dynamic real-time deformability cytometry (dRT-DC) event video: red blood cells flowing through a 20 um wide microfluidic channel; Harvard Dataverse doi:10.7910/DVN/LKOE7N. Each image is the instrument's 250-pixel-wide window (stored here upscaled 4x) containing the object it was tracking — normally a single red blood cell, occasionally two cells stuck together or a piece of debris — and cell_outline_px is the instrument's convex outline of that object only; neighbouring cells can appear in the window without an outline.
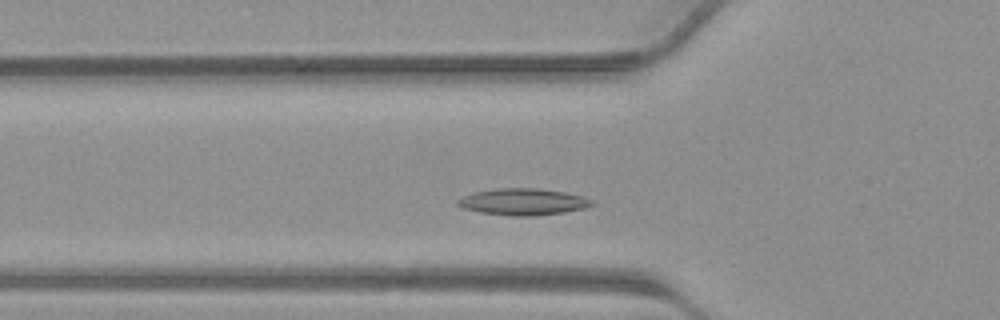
{"species": "common noctule bat (a hibernating species)", "species_latin": "Nyctalus noctula", "temperature_condition": "warm", "stored_images_in_passage": 28, "camera_frame_rate_fps": 3000, "um_per_image_px": 0.085, "animal": {"sex": "male", "body_mass_g": 23.1, "forearm_length_mm": 52.7}, "frame": {"image": 1, "passage_image": 6, "time_ms": 1.667, "image_size_px": [1000, 320], "cell_outline_px": [[596, 204], [584, 208], [564, 212], [532, 216], [512, 216], [480, 212], [460, 208], [456, 204], [456, 200], [460, 196], [472, 192], [496, 188], [540, 188], [564, 192], [580, 196], [592, 200]], "centroid_in_image_um": [44.38, 17.15], "position_along_channel_um": 81.4, "area_um2": 21.04}}
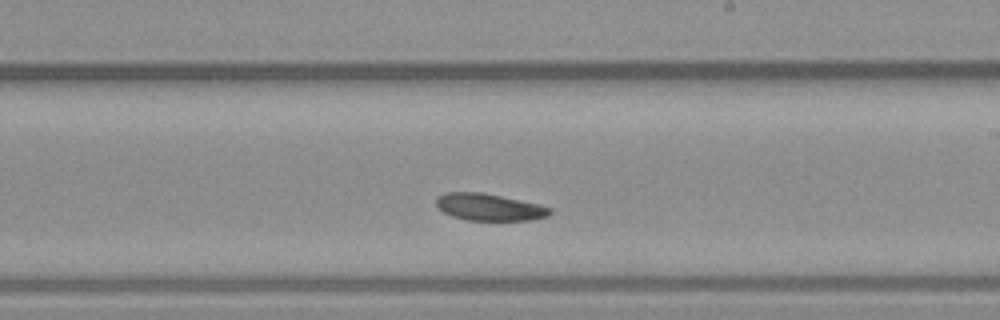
{"frame": {"image": 2, "passage_image": 16, "time_ms": 5.0, "image_size_px": [1000, 320], "cell_outline_px": [[552, 212], [548, 216], [528, 220], [468, 220], [452, 216], [444, 212], [436, 204], [436, 196], [444, 192], [480, 192], [540, 204], [552, 208]], "centroid_in_image_um": [41.58, 17.6], "position_along_channel_um": 247.4, "area_um2": 17.8}}
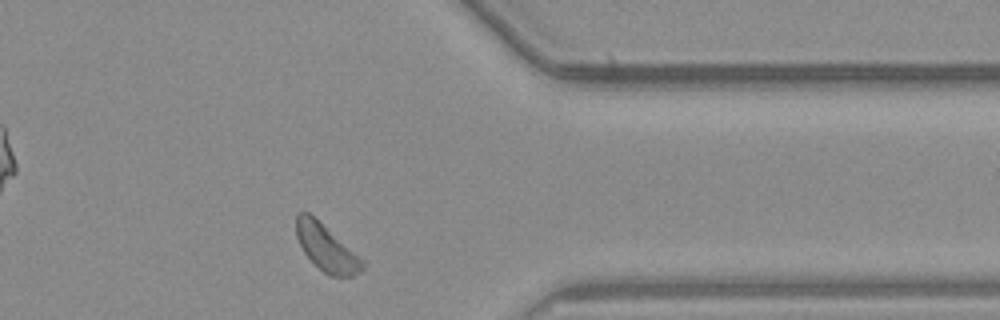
{"frame": {"image": 3, "passage_image": 25, "time_ms": 8.0, "image_size_px": [1000, 320], "cell_outline_px": [[364, 268], [360, 272], [352, 276], [328, 276], [304, 252], [296, 236], [296, 212], [308, 212], [364, 260]], "centroid_in_image_um": [27.74, 21.07], "position_along_channel_um": 383.7, "area_um2": 17.51}}